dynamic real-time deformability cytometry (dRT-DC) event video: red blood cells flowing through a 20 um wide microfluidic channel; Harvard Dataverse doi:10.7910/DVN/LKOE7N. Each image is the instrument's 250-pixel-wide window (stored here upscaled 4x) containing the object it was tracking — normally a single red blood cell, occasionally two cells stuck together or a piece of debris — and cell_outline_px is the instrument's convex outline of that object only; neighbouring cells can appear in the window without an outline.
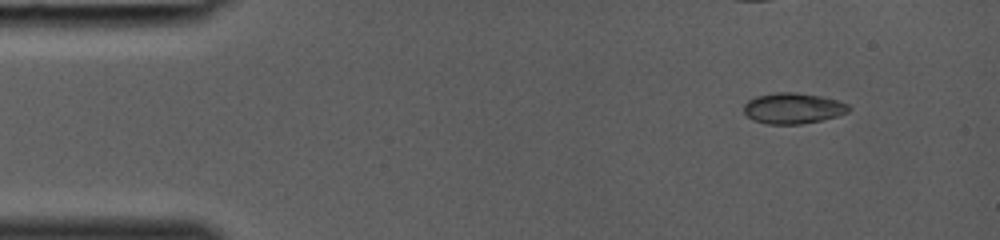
{"species": "common noctule bat (a hibernating species)", "species_latin": "Nyctalus noctula", "temperature_condition": "room temperature", "stored_images_in_passage": 30, "camera_frame_rate_fps": 3000, "um_per_image_px": 0.085, "animal": {"sex": "female", "body_mass_g": 19.0, "forearm_length_mm": 53.3}, "frame": {"image": 1, "passage_image": 1, "time_ms": 0.0, "image_size_px": [1000, 240], "cell_outline_px": [[852, 108], [848, 112], [836, 116], [820, 120], [800, 124], [768, 124], [752, 120], [744, 112], [744, 104], [748, 100], [756, 96], [776, 92], [796, 92], [820, 96], [836, 100], [848, 104]], "centroid_in_image_um": [67.39, 9.2], "position_along_channel_um": 17.6, "area_um2": 18.79}}